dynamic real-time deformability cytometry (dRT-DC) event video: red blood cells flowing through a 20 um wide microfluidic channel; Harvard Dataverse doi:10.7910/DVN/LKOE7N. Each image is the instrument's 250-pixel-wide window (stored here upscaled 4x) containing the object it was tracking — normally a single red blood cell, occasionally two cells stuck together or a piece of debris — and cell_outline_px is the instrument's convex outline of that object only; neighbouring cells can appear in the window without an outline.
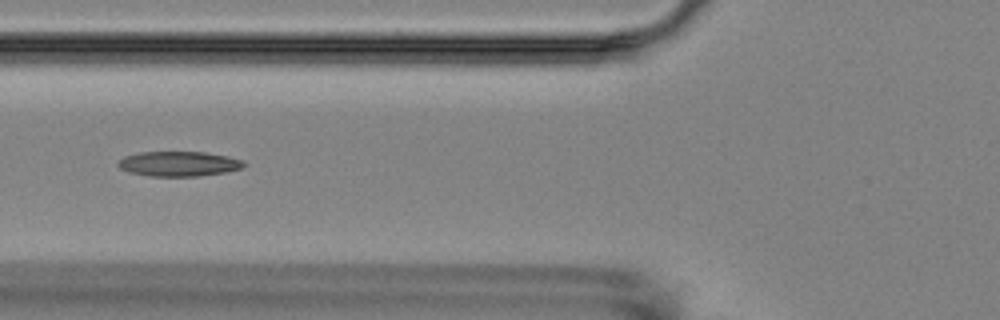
{"species": "Egyptian fruit bat (a non-hibernating species)", "species_latin": "Rousettus aegyptiacus", "temperature_condition": "room temperature", "stored_images_in_passage": 13, "camera_frame_rate_fps": 3000, "um_per_image_px": 0.085, "animal": {"sex": "female"}, "frame": {"image": 1, "passage_image": 3, "time_ms": 2.333, "image_size_px": [1000, 320], "cell_outline_px": [[248, 164], [244, 168], [224, 172], [200, 176], [148, 176], [128, 172], [120, 168], [116, 164], [124, 156], [140, 152], [204, 152], [228, 156], [244, 160]], "centroid_in_image_um": [15.23, 13.92], "position_along_channel_um": 110.6, "area_um2": 18.44}}
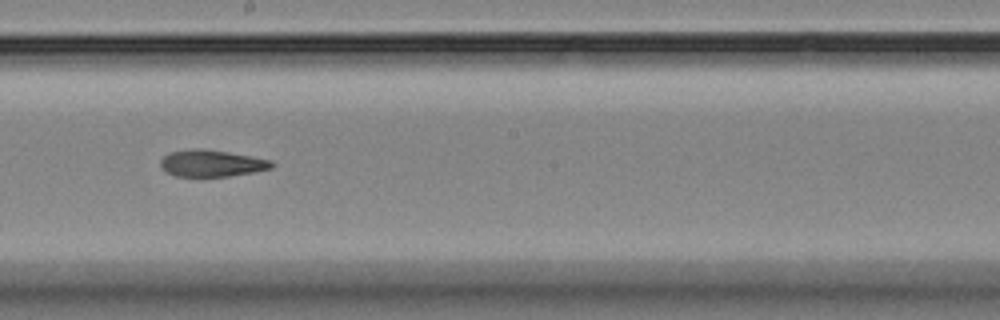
{"frame": {"image": 2, "passage_image": 6, "time_ms": 5.667, "image_size_px": [1000, 320], "cell_outline_px": [[276, 164], [272, 168], [252, 172], [228, 176], [176, 176], [164, 172], [160, 168], [160, 160], [164, 156], [172, 152], [192, 148], [204, 148], [252, 156], [272, 160]], "centroid_in_image_um": [17.98, 13.87], "position_along_channel_um": 230.2, "area_um2": 17.46}}
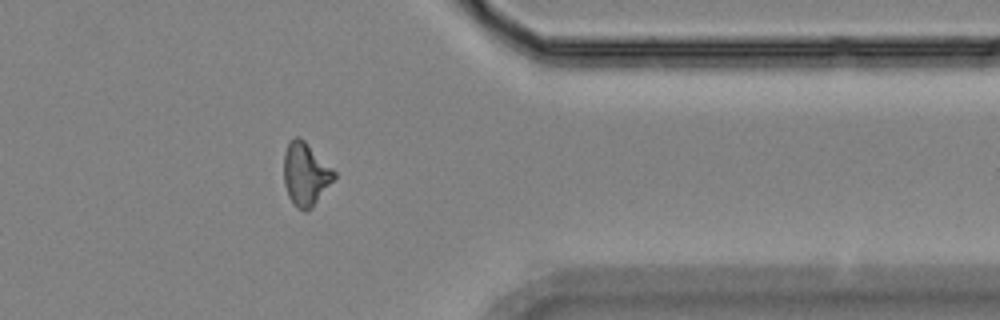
{"frame": {"image": 3, "passage_image": 10, "time_ms": 10.333, "image_size_px": [1000, 320], "cell_outline_px": [[336, 176], [312, 208], [304, 212], [296, 208], [288, 196], [284, 184], [284, 152], [288, 144], [296, 136], [304, 140], [336, 172]], "centroid_in_image_um": [25.96, 14.83], "position_along_channel_um": 385.4, "area_um2": 18.32}, "authors_computed_cell_mechanics": {"area_um2": 18.1492, "velocity_mm_per_s": 3.5846, "shape_relaxation_time_tau1_ms": null, "shape_relaxation_time_tau2_ms": 4.102, "deformation_change_tau1": null, "deformation_change_tau2": 0.1106}}